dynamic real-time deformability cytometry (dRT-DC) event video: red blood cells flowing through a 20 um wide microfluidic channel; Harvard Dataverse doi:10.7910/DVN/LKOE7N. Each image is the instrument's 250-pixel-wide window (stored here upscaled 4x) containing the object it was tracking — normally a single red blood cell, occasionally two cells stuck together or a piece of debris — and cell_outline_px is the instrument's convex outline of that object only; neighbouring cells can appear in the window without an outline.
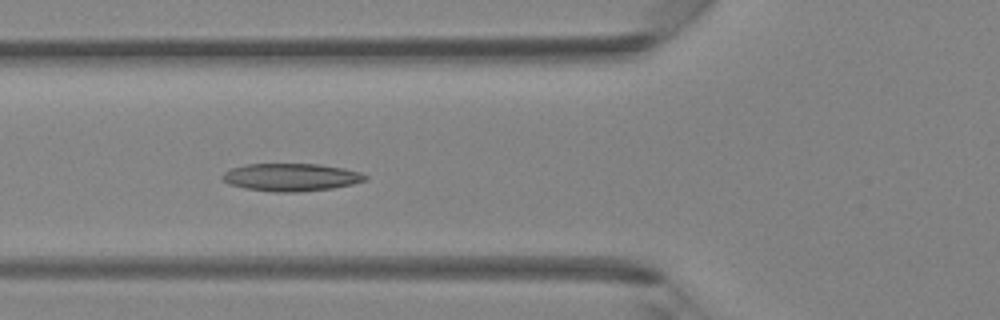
{"species": "Egyptian fruit bat (a non-hibernating species)", "species_latin": "Rousettus aegyptiacus", "temperature_condition": "room temperature", "stored_images_in_passage": 36, "camera_frame_rate_fps": 3000, "um_per_image_px": 0.085, "animal": {"sex": "female"}, "frame": {"image": 1, "passage_image": 10, "time_ms": 3.0, "image_size_px": [1000, 320], "cell_outline_px": [[368, 180], [352, 184], [332, 188], [296, 192], [272, 192], [244, 188], [228, 184], [220, 176], [224, 172], [232, 168], [248, 164], [320, 164], [344, 168], [360, 172], [368, 176]], "centroid_in_image_um": [24.75, 15.06], "position_along_channel_um": 101.1, "area_um2": 23.12}}
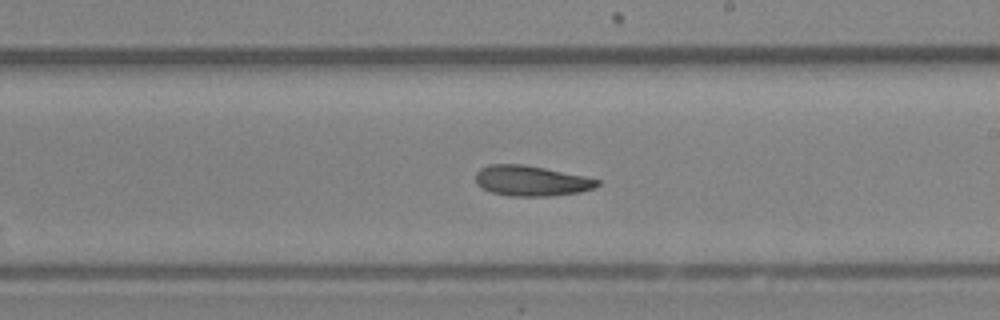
{"frame": {"image": 2, "passage_image": 19, "time_ms": 6.0, "image_size_px": [1000, 320], "cell_outline_px": [[600, 184], [592, 188], [580, 192], [552, 196], [508, 196], [492, 192], [476, 184], [476, 172], [480, 168], [492, 164], [520, 164], [544, 168], [584, 176], [600, 180]], "centroid_in_image_um": [45.15, 15.37], "position_along_channel_um": 243.9, "area_um2": 21.39}}
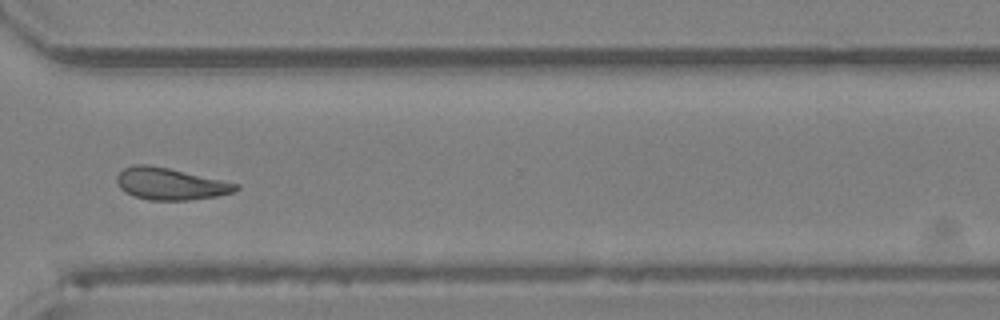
{"frame": {"image": 3, "passage_image": 26, "time_ms": 8.333, "image_size_px": [1000, 320], "cell_outline_px": [[240, 188], [232, 192], [220, 196], [188, 200], [148, 200], [132, 196], [124, 192], [116, 184], [116, 176], [124, 168], [136, 164], [148, 164], [168, 168], [240, 184]], "centroid_in_image_um": [14.45, 15.64], "position_along_channel_um": 356.1, "area_um2": 22.25}}